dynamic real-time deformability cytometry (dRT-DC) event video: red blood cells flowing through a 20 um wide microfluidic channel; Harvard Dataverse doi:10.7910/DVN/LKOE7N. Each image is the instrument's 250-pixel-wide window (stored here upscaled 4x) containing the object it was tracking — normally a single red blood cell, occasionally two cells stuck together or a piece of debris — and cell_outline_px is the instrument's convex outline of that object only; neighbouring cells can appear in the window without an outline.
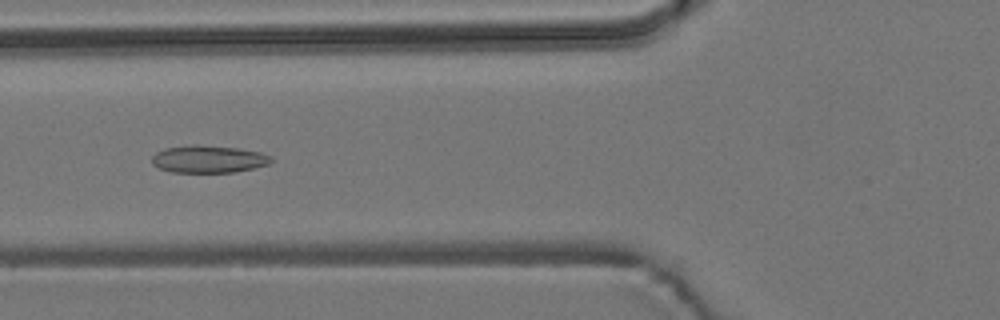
{"species": "common noctule bat (a hibernating species)", "species_latin": "Nyctalus noctula", "temperature_condition": "room temperature", "stored_images_in_passage": 46, "camera_frame_rate_fps": 3000, "um_per_image_px": 0.085, "animal": {"sex": "male", "body_mass_g": 19.2, "forearm_length_mm": 51.8}, "frame": {"image": 1, "passage_image": 12, "time_ms": 3.667, "image_size_px": [1000, 320], "cell_outline_px": [[272, 160], [268, 164], [236, 172], [172, 172], [160, 168], [152, 164], [152, 156], [156, 152], [164, 148], [196, 144], [240, 148], [260, 152], [272, 156]], "centroid_in_image_um": [17.72, 13.51], "position_along_channel_um": 108.1, "area_um2": 19.07}}
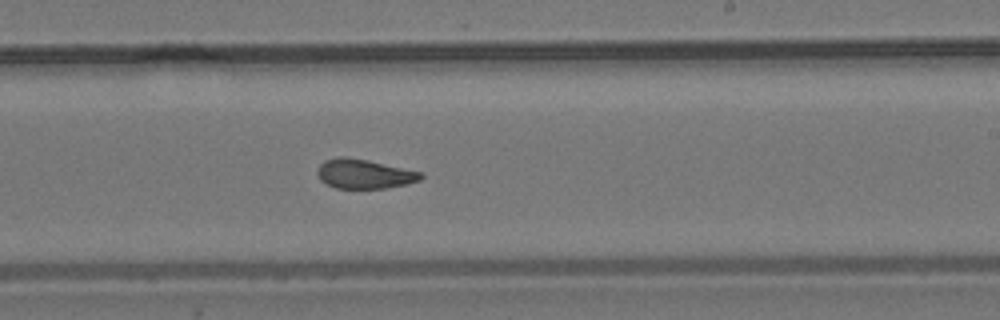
{"frame": {"image": 2, "passage_image": 24, "time_ms": 7.667, "image_size_px": [1000, 320], "cell_outline_px": [[424, 176], [420, 180], [404, 184], [384, 188], [336, 188], [320, 180], [316, 172], [320, 164], [324, 160], [340, 156], [344, 156], [368, 160], [424, 172]], "centroid_in_image_um": [30.96, 14.77], "position_along_channel_um": 258.0, "area_um2": 17.74}}
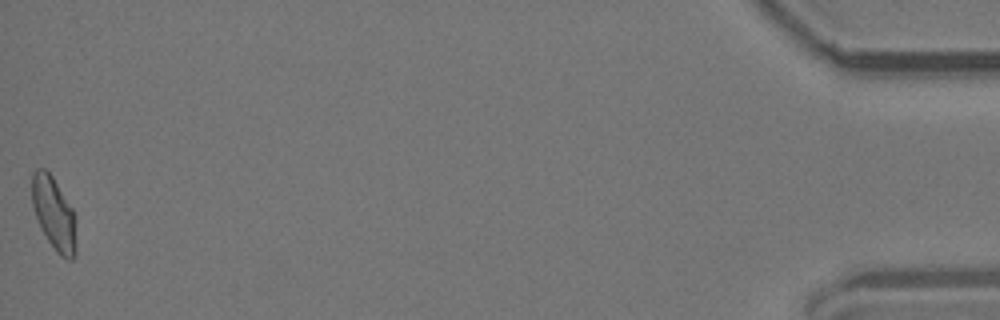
{"frame": {"image": 3, "passage_image": 46, "time_ms": 15.0, "image_size_px": [1000, 320], "cell_outline_px": [[76, 256], [72, 260], [68, 260], [60, 256], [56, 252], [40, 228], [32, 204], [32, 172], [36, 168], [44, 168], [52, 176], [72, 208], [76, 216]], "centroid_in_image_um": [4.6, 18.19], "position_along_channel_um": 430.6, "area_um2": 19.02}, "authors_computed_cell_mechanics": {"area_um2": 18.6694, "velocity_mm_per_s": 3.7445, "shape_relaxation_time_tau1_ms": null, "shape_relaxation_time_tau2_ms": 1.9735, "deformation_change_tau1": null, "deformation_change_tau2": 0.0745}}